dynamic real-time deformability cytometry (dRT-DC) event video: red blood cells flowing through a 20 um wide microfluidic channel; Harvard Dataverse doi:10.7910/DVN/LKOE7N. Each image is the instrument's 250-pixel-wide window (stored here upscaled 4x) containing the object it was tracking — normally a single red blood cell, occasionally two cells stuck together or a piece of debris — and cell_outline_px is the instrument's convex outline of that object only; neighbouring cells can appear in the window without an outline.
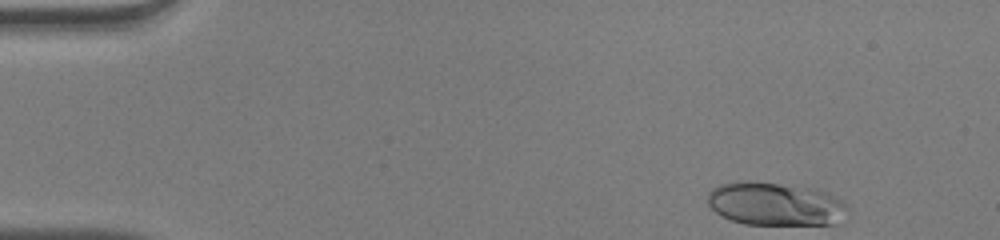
{"species": "human", "species_latin": "Homo sapiens", "temperature_condition": "warm", "stored_images_in_passage": 40, "camera_frame_rate_fps": 3000, "um_per_image_px": 0.085, "donor": {"sex": "male"}, "frame": {"image": 1, "passage_image": 1, "time_ms": 0.0, "image_size_px": [1000, 240], "cell_outline_px": [[848, 208], [836, 224], [744, 224], [732, 220], [716, 212], [708, 204], [708, 192], [712, 188], [720, 184], [744, 180], [748, 180], [820, 188], [840, 200]], "centroid_in_image_um": [65.88, 17.31], "position_along_channel_um": 19.1, "area_um2": 35.32}}
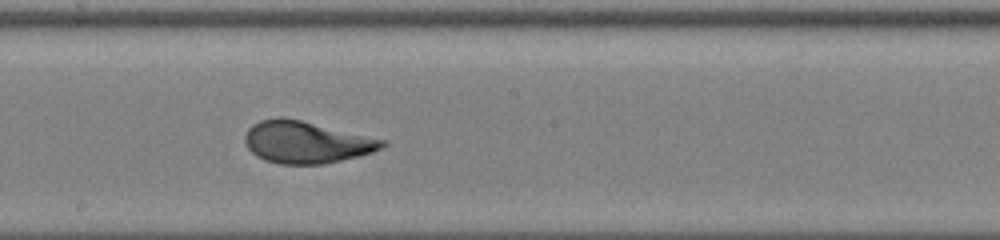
{"frame": {"image": 2, "passage_image": 24, "time_ms": 7.667, "image_size_px": [1000, 240], "cell_outline_px": [[388, 144], [372, 152], [360, 156], [324, 164], [280, 164], [264, 160], [256, 156], [248, 148], [244, 140], [244, 136], [248, 128], [252, 124], [260, 120], [276, 116], [284, 116], [388, 140]], "centroid_in_image_um": [26.03, 12.07], "position_along_channel_um": 222.2, "area_um2": 33.99}}
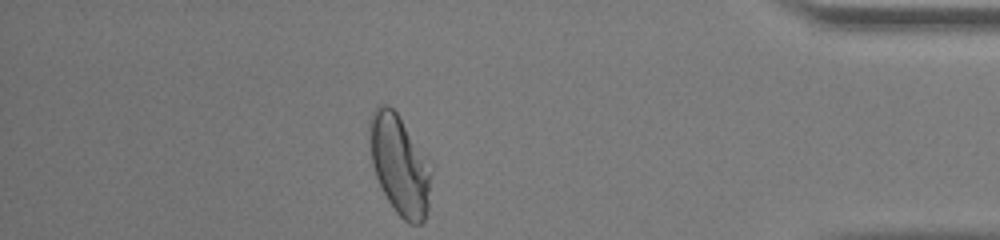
{"frame": {"image": 3, "passage_image": 40, "time_ms": 13.0, "image_size_px": [1000, 240], "cell_outline_px": [[428, 208], [424, 220], [420, 224], [408, 224], [396, 212], [388, 200], [376, 176], [372, 164], [368, 128], [368, 120], [372, 112], [380, 104], [388, 104], [396, 112], [428, 172]], "centroid_in_image_um": [33.84, 14.05], "position_along_channel_um": 401.4, "area_um2": 33.58}, "authors_computed_cell_mechanics": {"area_um2": 33.5818, "velocity_mm_per_s": 4.0692, "shape_relaxation_time_tau1_ms": 6.2867, "shape_relaxation_time_tau2_ms": null, "deformation_change_tau1": 0.2407, "deformation_change_tau2": null}}